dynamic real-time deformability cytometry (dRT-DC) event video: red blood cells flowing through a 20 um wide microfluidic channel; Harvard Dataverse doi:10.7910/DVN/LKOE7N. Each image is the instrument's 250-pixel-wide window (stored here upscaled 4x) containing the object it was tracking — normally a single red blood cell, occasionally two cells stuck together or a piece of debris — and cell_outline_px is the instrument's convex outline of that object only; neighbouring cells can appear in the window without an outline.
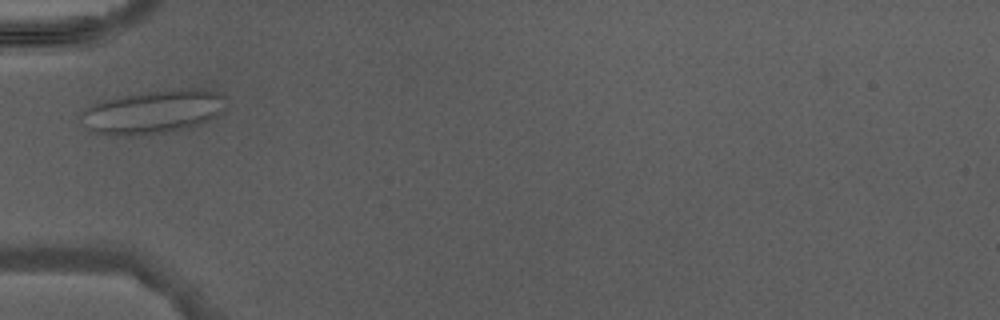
{"species": "Egyptian fruit bat (a non-hibernating species)", "species_latin": "Rousettus aegyptiacus", "temperature_condition": "warm", "stored_images_in_passage": 2, "camera_frame_rate_fps": 3000, "um_per_image_px": 0.085, "animal": {"sex": "male"}, "frame": {"image": 1, "passage_image": 2, "time_ms": 1.0, "image_size_px": [1000, 320], "cell_outline_px": [[228, 96], [224, 108], [216, 116], [192, 128], [164, 132], [128, 136], [92, 132], [88, 128], [80, 116], [80, 112], [92, 104], [104, 100], [124, 96], [148, 92], [188, 88], [204, 88], [220, 92]], "centroid_in_image_um": [13.09, 9.5], "position_along_channel_um": 71.9, "area_um2": 36.7}}